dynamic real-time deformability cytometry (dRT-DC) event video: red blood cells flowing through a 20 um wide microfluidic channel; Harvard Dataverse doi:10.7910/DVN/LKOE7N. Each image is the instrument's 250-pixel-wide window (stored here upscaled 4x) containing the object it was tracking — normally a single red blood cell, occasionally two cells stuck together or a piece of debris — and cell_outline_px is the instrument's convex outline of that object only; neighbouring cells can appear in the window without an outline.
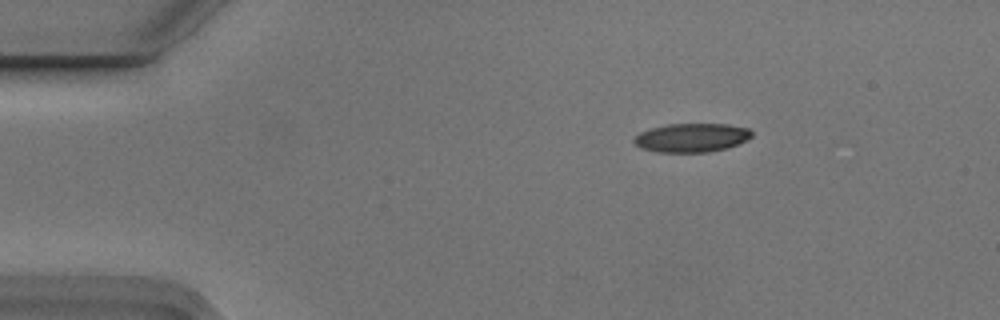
{"species": "Egyptian fruit bat (a non-hibernating species)", "species_latin": "Rousettus aegyptiacus", "temperature_condition": "cold", "stored_images_in_passage": 4, "camera_frame_rate_fps": 3000, "um_per_image_px": 0.085, "animal": {"sex": "male"}, "frame": {"image": 1, "passage_image": 1, "time_ms": 0.0, "image_size_px": [1000, 320], "cell_outline_px": [[752, 136], [748, 140], [728, 148], [708, 152], [656, 152], [644, 148], [636, 144], [632, 140], [640, 132], [652, 128], [668, 124], [728, 124], [748, 128], [752, 132]], "centroid_in_image_um": [58.83, 11.7], "position_along_channel_um": 26.2, "area_um2": 19.71}}
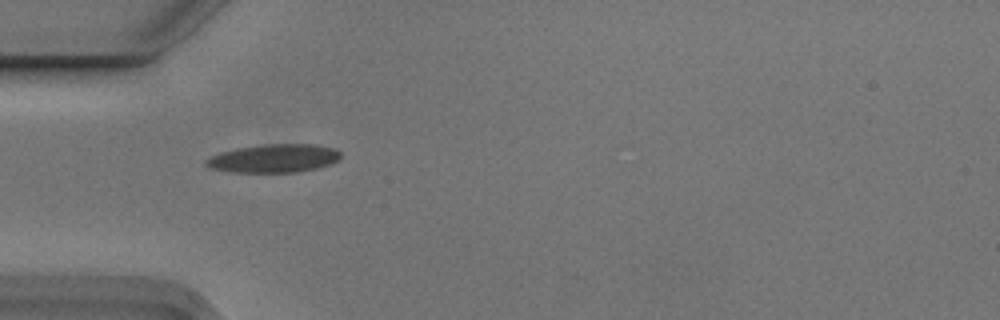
{"frame": {"image": 2, "passage_image": 3, "time_ms": 0.667, "image_size_px": [1000, 320], "cell_outline_px": [[340, 156], [336, 160], [328, 164], [316, 168], [296, 172], [232, 172], [208, 168], [204, 164], [204, 160], [220, 152], [236, 148], [264, 144], [316, 144], [336, 148], [340, 152]], "centroid_in_image_um": [23.24, 13.45], "position_along_channel_um": 61.8, "area_um2": 22.25}}
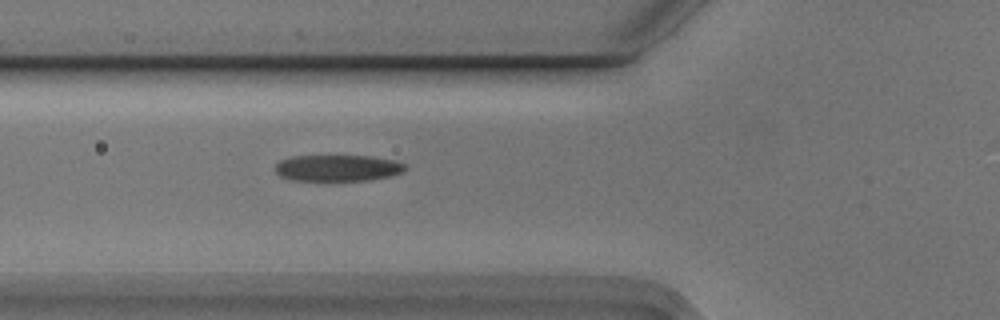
{"frame": {"image": 3, "passage_image": 4, "time_ms": 1.0, "image_size_px": [1000, 320], "cell_outline_px": [[404, 168], [400, 172], [392, 176], [368, 180], [292, 180], [280, 176], [276, 172], [276, 164], [280, 160], [292, 156], [372, 156], [392, 160], [404, 164]], "centroid_in_image_um": [28.66, 14.28], "position_along_channel_um": 97.1, "area_um2": 19.71}}